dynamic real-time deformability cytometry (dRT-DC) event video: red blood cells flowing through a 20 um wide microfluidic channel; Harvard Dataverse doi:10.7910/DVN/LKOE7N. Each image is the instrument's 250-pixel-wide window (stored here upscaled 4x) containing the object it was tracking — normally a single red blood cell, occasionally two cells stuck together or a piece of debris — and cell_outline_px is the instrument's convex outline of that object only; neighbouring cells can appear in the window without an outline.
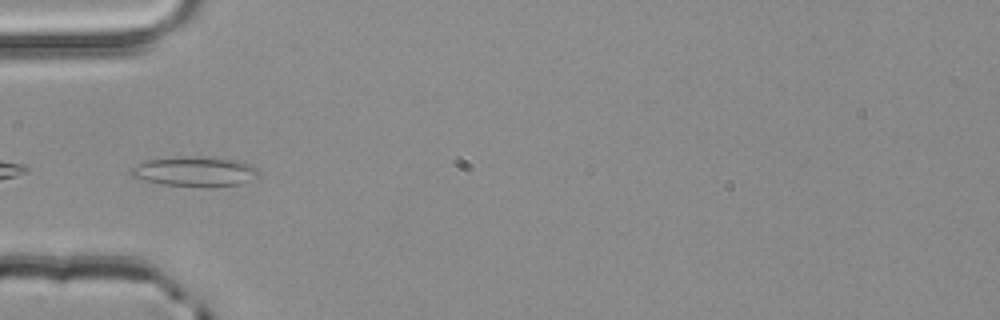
{"species": "common noctule bat (a hibernating species)", "species_latin": "Nyctalus noctula", "temperature_condition": "room temperature", "stored_images_in_passage": 37, "camera_frame_rate_fps": 3000, "um_per_image_px": 0.085, "animal": {"sex": "male", "body_mass_g": 20.4}, "frame": {"image": 1, "passage_image": 6, "time_ms": 1.667, "image_size_px": [1000, 320], "cell_outline_px": [[260, 172], [256, 176], [240, 184], [164, 184], [144, 180], [132, 176], [128, 172], [136, 164], [148, 160], [180, 156], [196, 156], [240, 160], [252, 164]], "centroid_in_image_um": [16.54, 14.51], "position_along_channel_um": 68.5, "area_um2": 21.33}, "authors_computed_cell_mechanics": {"area_um2": 16.762, "velocity_mm_per_s": 3.8973, "shape_relaxation_time_tau1_ms": null, "shape_relaxation_time_tau2_ms": 2.3559, "deformation_change_tau1": null, "deformation_change_tau2": 0.0909}}